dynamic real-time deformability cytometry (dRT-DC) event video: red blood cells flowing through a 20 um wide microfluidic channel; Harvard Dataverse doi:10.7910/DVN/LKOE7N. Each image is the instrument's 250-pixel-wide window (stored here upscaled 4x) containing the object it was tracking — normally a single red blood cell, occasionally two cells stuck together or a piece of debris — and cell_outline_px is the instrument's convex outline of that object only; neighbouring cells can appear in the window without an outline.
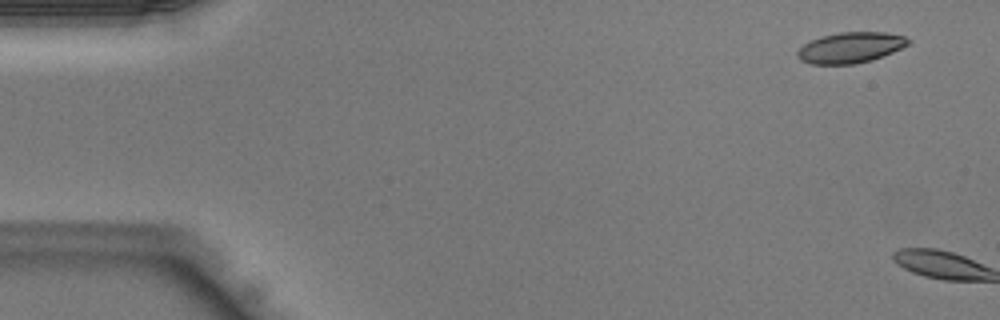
{"species": "Egyptian fruit bat (a non-hibernating species)", "species_latin": "Rousettus aegyptiacus", "temperature_condition": "warm", "stored_images_in_passage": 2, "camera_frame_rate_fps": 3000, "um_per_image_px": 0.085, "animal": {"sex": "male"}, "frame": {"image": 1, "passage_image": 1, "time_ms": 0.0, "image_size_px": [1000, 320], "cell_outline_px": [[912, 40], [908, 44], [892, 52], [872, 60], [856, 64], [812, 64], [800, 60], [796, 56], [796, 52], [804, 44], [820, 36], [840, 32], [884, 32], [904, 36]], "centroid_in_image_um": [72.27, 4.04], "position_along_channel_um": 12.7, "area_um2": 19.83}}